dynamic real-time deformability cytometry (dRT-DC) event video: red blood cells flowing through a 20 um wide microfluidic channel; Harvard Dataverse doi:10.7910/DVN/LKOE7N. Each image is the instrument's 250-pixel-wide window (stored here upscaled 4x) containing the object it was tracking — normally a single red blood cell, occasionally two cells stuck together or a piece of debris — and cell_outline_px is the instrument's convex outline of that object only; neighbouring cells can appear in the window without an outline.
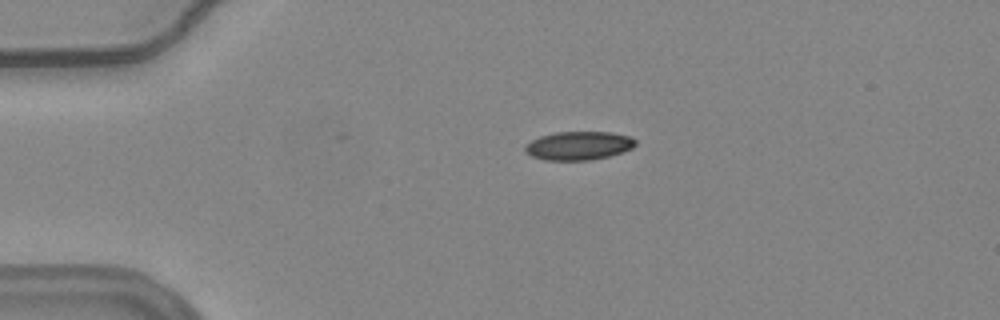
{"species": "common noctule bat (a hibernating species)", "species_latin": "Nyctalus noctula", "temperature_condition": "warm", "stored_images_in_passage": 44, "camera_frame_rate_fps": 3000, "um_per_image_px": 0.085, "animal": {"sex": "female", "body_mass_g": 24.6, "forearm_length_mm": 56.2}, "frame": {"image": 1, "passage_image": 1, "time_ms": 0.0, "image_size_px": [1000, 320], "cell_outline_px": [[636, 144], [632, 148], [624, 152], [608, 156], [588, 160], [544, 160], [532, 156], [524, 152], [524, 144], [540, 136], [556, 132], [612, 132], [632, 136], [636, 140]], "centroid_in_image_um": [49.19, 12.37], "position_along_channel_um": 35.8, "area_um2": 18.55}}
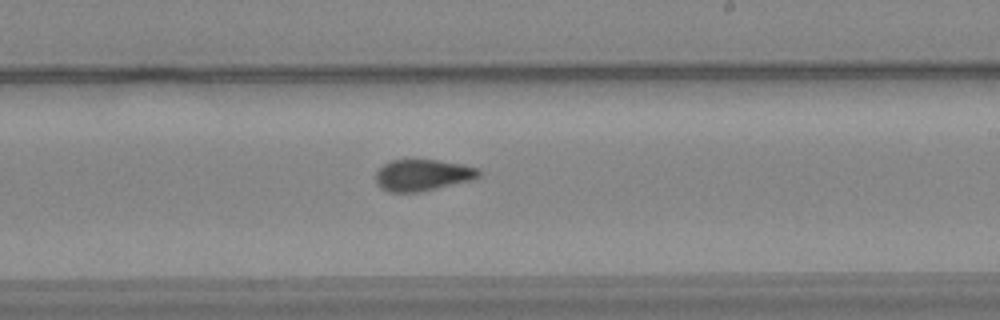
{"frame": {"image": 2, "passage_image": 22, "time_ms": 7.0, "image_size_px": [1000, 320], "cell_outline_px": [[480, 176], [472, 180], [420, 192], [388, 192], [380, 188], [376, 184], [376, 172], [384, 164], [392, 160], [436, 160], [464, 164], [480, 168]], "centroid_in_image_um": [35.93, 14.89], "position_along_channel_um": 253.1, "area_um2": 19.02}}
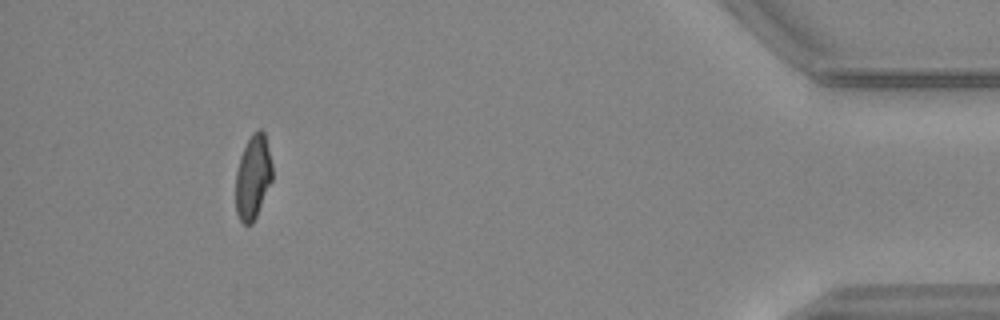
{"frame": {"image": 3, "passage_image": 40, "time_ms": 13.0, "image_size_px": [1000, 320], "cell_outline_px": [[272, 180], [256, 216], [252, 224], [244, 224], [240, 220], [236, 212], [236, 172], [240, 156], [252, 132], [260, 128], [264, 132], [272, 164]], "centroid_in_image_um": [21.5, 15.04], "position_along_channel_um": 413.7, "area_um2": 17.8}, "authors_computed_cell_mechanics": {"area_um2": 18.9873, "velocity_mm_per_s": 3.7286, "shape_relaxation_time_tau1_ms": null, "shape_relaxation_time_tau2_ms": 1.9605, "deformation_change_tau1": null, "deformation_change_tau2": 0.0585}}